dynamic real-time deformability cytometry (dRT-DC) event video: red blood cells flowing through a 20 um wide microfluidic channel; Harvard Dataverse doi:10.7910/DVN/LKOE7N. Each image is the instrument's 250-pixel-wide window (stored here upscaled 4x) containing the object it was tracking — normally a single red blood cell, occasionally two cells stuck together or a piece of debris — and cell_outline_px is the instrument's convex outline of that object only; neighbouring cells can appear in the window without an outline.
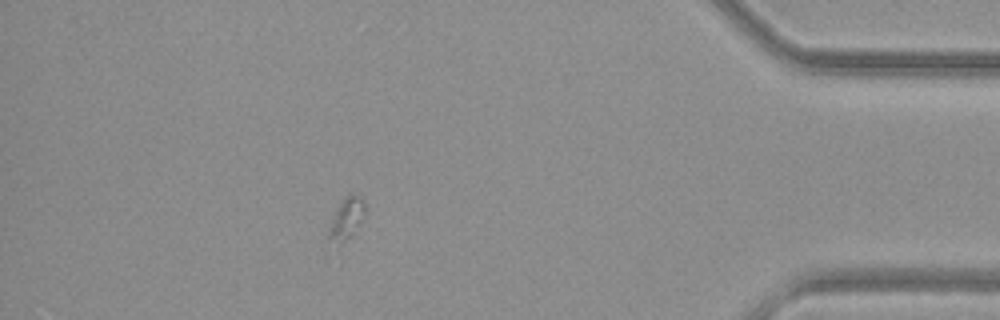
{"species": "common noctule bat (a hibernating species)", "species_latin": "Nyctalus noctula", "temperature_condition": "warm", "stored_images_in_passage": 42, "camera_frame_rate_fps": 3000, "um_per_image_px": 0.085, "animal": {"sex": "female", "body_mass_g": 29.2, "forearm_length_mm": 56.3}, "frame": {"image": 1, "passage_image": 36, "time_ms": 11.667, "image_size_px": [1000, 320], "cell_outline_px": [[364, 216], [352, 236], [340, 252], [324, 240], [324, 236], [336, 208], [340, 200], [348, 192], [364, 200]], "centroid_in_image_um": [29.31, 18.8], "position_along_channel_um": 405.9, "area_um2": 10.06}}